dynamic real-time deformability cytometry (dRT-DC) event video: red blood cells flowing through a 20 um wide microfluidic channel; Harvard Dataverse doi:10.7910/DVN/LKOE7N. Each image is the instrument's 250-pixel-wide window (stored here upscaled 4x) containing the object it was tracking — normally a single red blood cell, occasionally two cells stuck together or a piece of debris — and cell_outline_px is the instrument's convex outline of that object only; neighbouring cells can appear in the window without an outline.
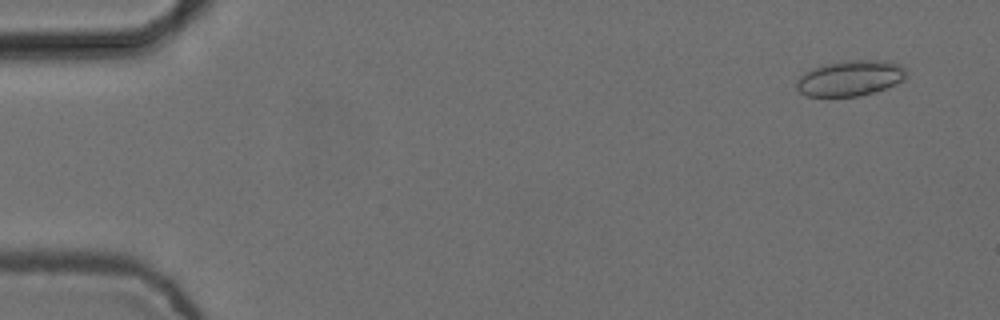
{"species": "common noctule bat (a hibernating species)", "species_latin": "Nyctalus noctula", "temperature_condition": "cold", "stored_images_in_passage": 5, "camera_frame_rate_fps": 3000, "um_per_image_px": 0.085, "animal": {"sex": "female", "body_mass_g": 24.6, "forearm_length_mm": 56.2}, "frame": {"image": 1, "passage_image": 1, "time_ms": 0.0, "image_size_px": [1000, 320], "cell_outline_px": [[904, 80], [876, 92], [860, 96], [808, 96], [800, 92], [796, 88], [796, 80], [804, 72], [820, 64], [844, 60], [888, 60], [900, 64], [904, 68]], "centroid_in_image_um": [72.24, 6.63], "position_along_channel_um": 12.8, "area_um2": 23.0}}